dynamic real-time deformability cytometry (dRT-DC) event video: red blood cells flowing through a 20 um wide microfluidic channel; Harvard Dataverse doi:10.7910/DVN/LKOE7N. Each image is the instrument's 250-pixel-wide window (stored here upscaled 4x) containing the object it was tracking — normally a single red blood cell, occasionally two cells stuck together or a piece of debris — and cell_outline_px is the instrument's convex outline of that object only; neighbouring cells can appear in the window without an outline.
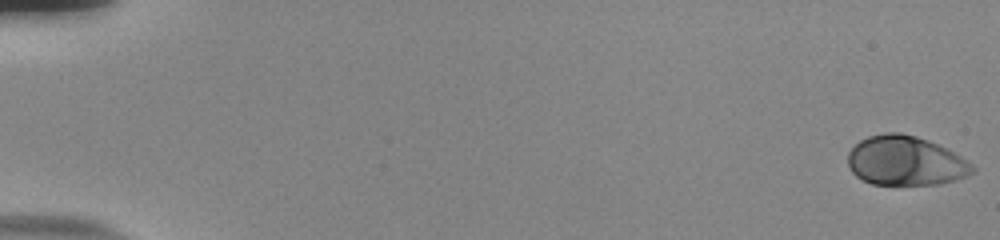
{"species": "human", "species_latin": "Homo sapiens", "temperature_condition": "room temperature", "stored_images_in_passage": 56, "camera_frame_rate_fps": 3000, "um_per_image_px": 0.085, "donor": {"sex": "male"}, "frame": {"image": 1, "passage_image": 1, "time_ms": 0.0, "image_size_px": [1000, 240], "cell_outline_px": [[976, 172], [968, 176], [940, 184], [872, 184], [856, 176], [852, 172], [848, 164], [848, 152], [860, 140], [868, 136], [884, 132], [900, 132], [916, 136], [928, 140], [960, 156], [972, 164], [976, 168]], "centroid_in_image_um": [76.97, 13.67], "position_along_channel_um": 8.0, "area_um2": 35.84}}
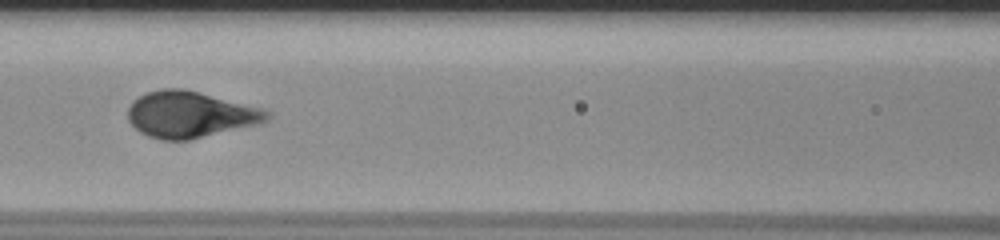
{"frame": {"image": 2, "passage_image": 27, "time_ms": 8.667, "image_size_px": [1000, 240], "cell_outline_px": [[272, 116], [268, 120], [260, 124], [188, 140], [160, 140], [148, 136], [140, 132], [128, 120], [128, 108], [140, 96], [148, 92], [160, 88], [184, 88], [264, 108], [272, 112]], "centroid_in_image_um": [16.22, 9.73], "position_along_channel_um": 150.4, "area_um2": 37.74}}
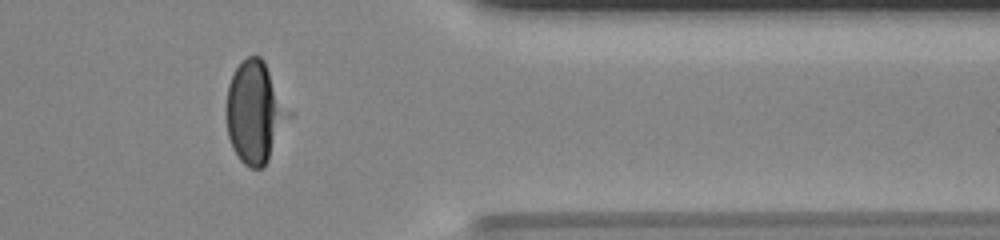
{"frame": {"image": 3, "passage_image": 47, "time_ms": 15.333, "image_size_px": [1000, 240], "cell_outline_px": [[292, 116], [268, 160], [260, 168], [252, 168], [244, 164], [240, 160], [232, 148], [228, 136], [224, 108], [228, 84], [236, 68], [248, 56], [260, 56], [264, 60], [292, 112]], "centroid_in_image_um": [21.67, 9.54], "position_along_channel_um": 389.7, "area_um2": 37.45}}